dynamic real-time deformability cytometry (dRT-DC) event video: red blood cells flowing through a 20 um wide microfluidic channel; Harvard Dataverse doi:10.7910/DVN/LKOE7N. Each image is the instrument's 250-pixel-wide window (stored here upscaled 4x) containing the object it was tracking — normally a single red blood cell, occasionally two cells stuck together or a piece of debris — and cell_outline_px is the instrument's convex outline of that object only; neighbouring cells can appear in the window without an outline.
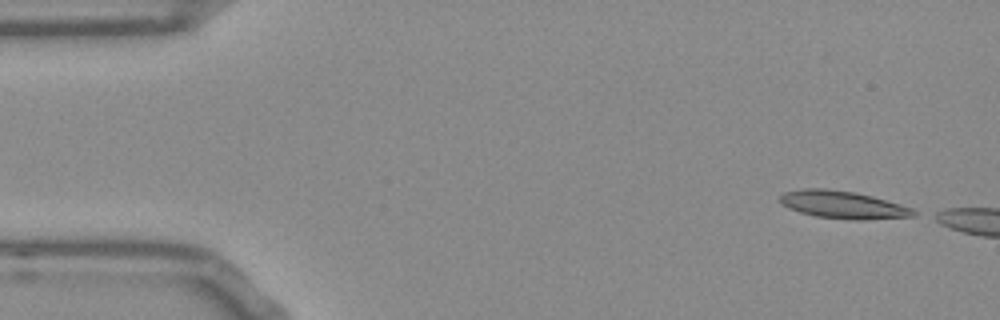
{"species": "Egyptian fruit bat (a non-hibernating species)", "species_latin": "Rousettus aegyptiacus", "temperature_condition": "room temperature", "stored_images_in_passage": 5, "camera_frame_rate_fps": 3000, "um_per_image_px": 0.085, "frame": {"image": 1, "passage_image": 1, "time_ms": 0.0, "image_size_px": [1000, 320], "cell_outline_px": [[920, 212], [916, 216], [864, 220], [852, 220], [816, 216], [800, 212], [788, 208], [780, 204], [780, 196], [784, 192], [804, 188], [824, 188], [856, 192], [872, 196], [900, 204], [912, 208]], "centroid_in_image_um": [71.67, 17.4], "position_along_channel_um": 13.3, "area_um2": 21.68}}